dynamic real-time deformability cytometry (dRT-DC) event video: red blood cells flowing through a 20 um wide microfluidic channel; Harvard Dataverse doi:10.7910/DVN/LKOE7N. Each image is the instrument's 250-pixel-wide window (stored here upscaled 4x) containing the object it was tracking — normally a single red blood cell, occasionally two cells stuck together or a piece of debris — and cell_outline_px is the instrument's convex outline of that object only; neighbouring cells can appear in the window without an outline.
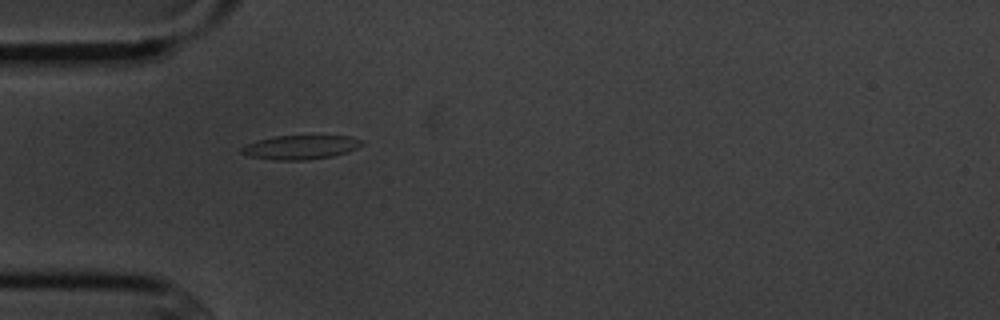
{"species": "common noctule bat (a hibernating species)", "species_latin": "Nyctalus noctula", "temperature_condition": "cold", "stored_images_in_passage": 1, "camera_frame_rate_fps": 3000, "um_per_image_px": 0.085, "animal": {"sex": "male", "body_mass_g": 20.1, "forearm_length_mm": 53.5}, "frame": {"image": 1, "passage_image": 1, "time_ms": 0.0, "image_size_px": [1000, 320], "cell_outline_px": [[364, 144], [348, 152], [332, 156], [304, 160], [280, 160], [248, 156], [240, 152], [240, 148], [256, 140], [276, 136], [348, 136], [364, 140]], "centroid_in_image_um": [25.56, 12.51], "position_along_channel_um": 59.4, "area_um2": 16.76}}